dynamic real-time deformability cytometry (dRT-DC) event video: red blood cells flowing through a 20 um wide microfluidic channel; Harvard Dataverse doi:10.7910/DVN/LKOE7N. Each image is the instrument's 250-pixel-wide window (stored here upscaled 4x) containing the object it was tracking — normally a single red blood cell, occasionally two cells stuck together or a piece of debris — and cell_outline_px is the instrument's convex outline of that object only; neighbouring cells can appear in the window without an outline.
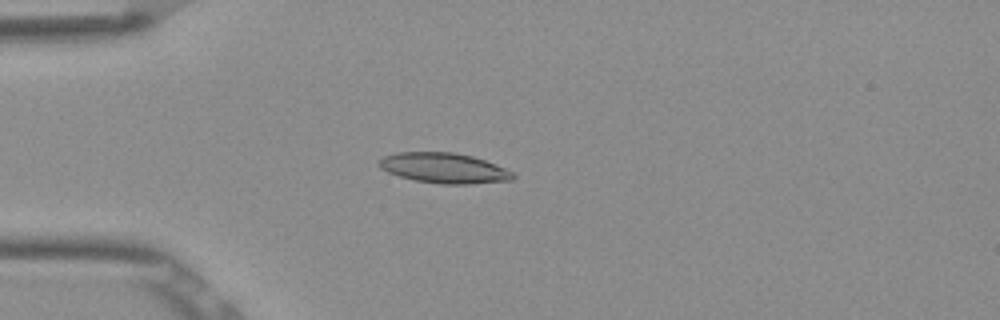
{"species": "Egyptian fruit bat (a non-hibernating species)", "species_latin": "Rousettus aegyptiacus", "temperature_condition": "room temperature", "stored_images_in_passage": 53, "camera_frame_rate_fps": 3000, "um_per_image_px": 0.085, "frame": {"image": 1, "passage_image": 15, "time_ms": 4.667, "image_size_px": [1000, 320], "cell_outline_px": [[516, 176], [512, 180], [468, 184], [440, 184], [416, 180], [400, 176], [388, 172], [380, 168], [376, 164], [384, 156], [396, 152], [452, 152], [472, 156], [496, 164], [512, 172]], "centroid_in_image_um": [37.73, 14.28], "position_along_channel_um": 47.3, "area_um2": 23.52}}
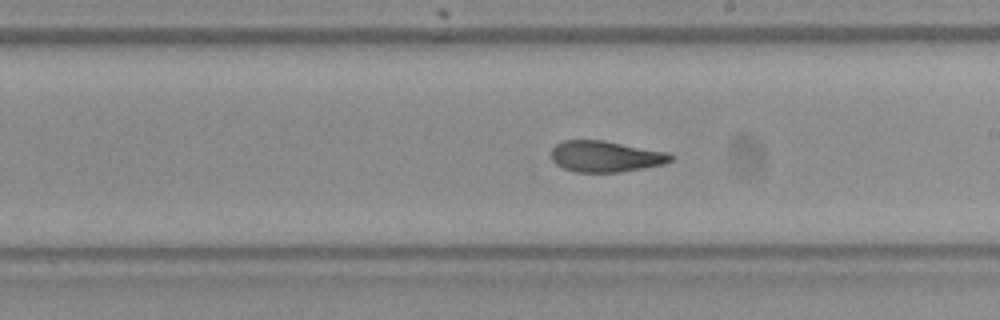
{"frame": {"image": 2, "passage_image": 31, "time_ms": 10.0, "image_size_px": [1000, 320], "cell_outline_px": [[676, 156], [672, 160], [664, 164], [644, 168], [620, 172], [576, 172], [564, 168], [556, 164], [552, 160], [552, 148], [556, 144], [564, 140], [604, 140], [668, 152]], "centroid_in_image_um": [51.51, 13.29], "position_along_channel_um": 237.5, "area_um2": 21.79}}
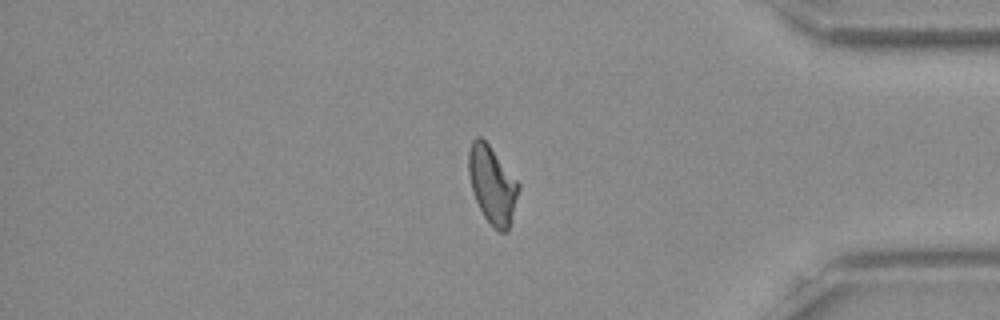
{"frame": {"image": 3, "passage_image": 45, "time_ms": 14.667, "image_size_px": [1000, 320], "cell_outline_px": [[520, 188], [508, 232], [500, 232], [484, 216], [476, 200], [472, 188], [468, 172], [468, 152], [472, 140], [476, 136], [480, 136], [488, 144], [520, 184]], "centroid_in_image_um": [41.84, 15.69], "position_along_channel_um": 393.4, "area_um2": 22.2}, "authors_computed_cell_mechanics": {"area_um2": 22.253, "velocity_mm_per_s": 3.8735, "shape_relaxation_time_tau1_ms": null, "shape_relaxation_time_tau2_ms": 2.5827, "deformation_change_tau1": null, "deformation_change_tau2": 0.0931}}